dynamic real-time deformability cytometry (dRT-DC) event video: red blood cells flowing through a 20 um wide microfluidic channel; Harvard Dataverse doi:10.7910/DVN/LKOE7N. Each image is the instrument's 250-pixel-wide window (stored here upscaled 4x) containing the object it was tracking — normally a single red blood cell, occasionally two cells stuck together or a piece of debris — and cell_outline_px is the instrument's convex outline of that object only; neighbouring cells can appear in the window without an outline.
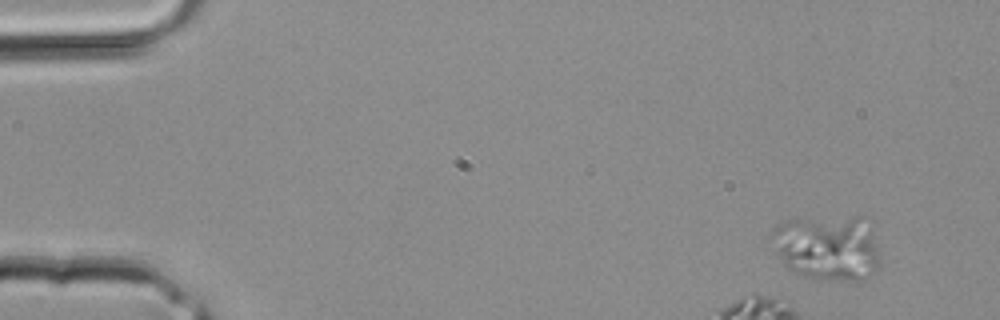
{"species": "common noctule bat (a hibernating species)", "species_latin": "Nyctalus noctula", "temperature_condition": "room temperature", "stored_images_in_passage": 3, "camera_frame_rate_fps": 3000, "um_per_image_px": 0.085, "animal": {"sex": "male", "body_mass_g": 20.4}, "frame": {"image": 1, "passage_image": 1, "time_ms": 0.0, "image_size_px": [1000, 320], "cell_outline_px": [[880, 268], [876, 272], [864, 280], [832, 280], [804, 276], [788, 268], [780, 256], [772, 232], [772, 228], [776, 224], [784, 220], [856, 216], [868, 216], [880, 256]], "centroid_in_image_um": [70.45, 21.03], "position_along_channel_um": 14.6, "area_um2": 41.44}}